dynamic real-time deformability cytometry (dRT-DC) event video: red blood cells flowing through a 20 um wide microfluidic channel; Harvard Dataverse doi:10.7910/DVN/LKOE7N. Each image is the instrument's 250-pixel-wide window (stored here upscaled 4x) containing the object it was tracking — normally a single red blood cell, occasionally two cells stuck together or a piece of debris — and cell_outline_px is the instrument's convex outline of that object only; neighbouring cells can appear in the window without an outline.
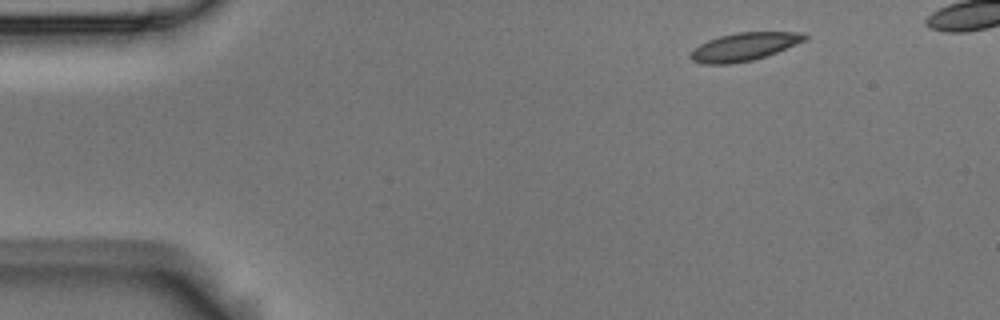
{"species": "Egyptian fruit bat (a non-hibernating species)", "species_latin": "Rousettus aegyptiacus", "temperature_condition": "room temperature", "stored_images_in_passage": 45, "camera_frame_rate_fps": 3000, "um_per_image_px": 0.085, "animal": {"sex": "male"}, "frame": {"image": 1, "passage_image": 1, "time_ms": 0.0, "image_size_px": [1000, 320], "cell_outline_px": [[808, 36], [804, 40], [776, 52], [752, 60], [728, 64], [704, 64], [692, 60], [688, 56], [700, 44], [708, 40], [720, 36], [736, 32], [804, 32]], "centroid_in_image_um": [63.23, 3.96], "position_along_channel_um": 21.8, "area_um2": 18.32}}
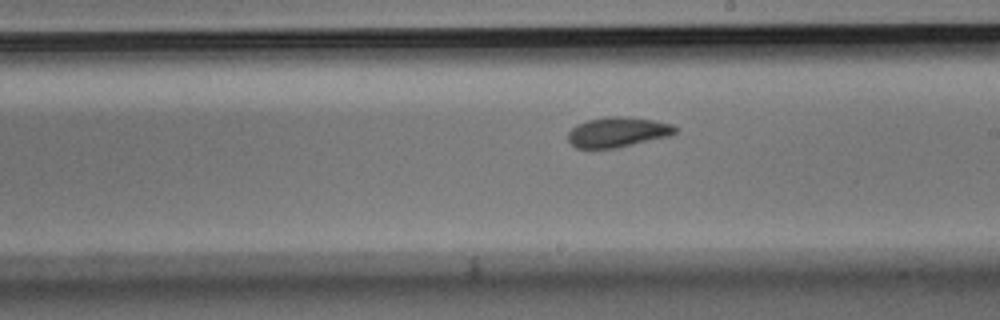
{"frame": {"image": 2, "passage_image": 25, "time_ms": 8.0, "image_size_px": [1000, 320], "cell_outline_px": [[680, 128], [676, 132], [668, 136], [616, 148], [576, 148], [568, 140], [568, 132], [576, 124], [588, 120], [604, 116], [624, 116], [652, 120], [672, 124]], "centroid_in_image_um": [52.49, 11.22], "position_along_channel_um": 236.5, "area_um2": 18.79}}
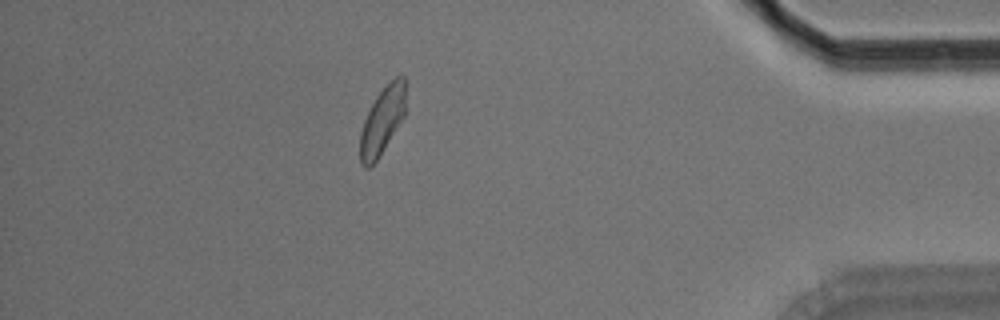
{"frame": {"image": 3, "passage_image": 42, "time_ms": 13.667, "image_size_px": [1000, 320], "cell_outline_px": [[404, 116], [376, 160], [368, 168], [364, 168], [360, 164], [360, 132], [364, 120], [376, 96], [400, 72], [404, 76]], "centroid_in_image_um": [32.47, 10.26], "position_along_channel_um": 402.7, "area_um2": 17.34}, "authors_computed_cell_mechanics": {"area_um2": 18.6116, "velocity_mm_per_s": 3.6746, "shape_relaxation_time_tau1_ms": 4.7002, "shape_relaxation_time_tau2_ms": 2.449, "deformation_change_tau1": 0.1266, "deformation_change_tau2": 0.0836}}